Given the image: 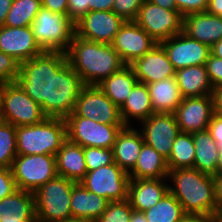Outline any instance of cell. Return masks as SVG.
<instances>
[{"instance_id": "6da1fadb", "label": "cell", "mask_w": 222, "mask_h": 222, "mask_svg": "<svg viewBox=\"0 0 222 222\" xmlns=\"http://www.w3.org/2000/svg\"><path fill=\"white\" fill-rule=\"evenodd\" d=\"M65 54L85 85H98L126 66L111 44L88 41L76 35Z\"/></svg>"}, {"instance_id": "7a4b0ae2", "label": "cell", "mask_w": 222, "mask_h": 222, "mask_svg": "<svg viewBox=\"0 0 222 222\" xmlns=\"http://www.w3.org/2000/svg\"><path fill=\"white\" fill-rule=\"evenodd\" d=\"M167 180L170 193L181 203L186 214L218 215L213 184V175L196 168L169 170Z\"/></svg>"}, {"instance_id": "3957f363", "label": "cell", "mask_w": 222, "mask_h": 222, "mask_svg": "<svg viewBox=\"0 0 222 222\" xmlns=\"http://www.w3.org/2000/svg\"><path fill=\"white\" fill-rule=\"evenodd\" d=\"M67 62L64 52L43 51L20 63L16 82L41 106L47 117H50L51 70H60Z\"/></svg>"}, {"instance_id": "277c9868", "label": "cell", "mask_w": 222, "mask_h": 222, "mask_svg": "<svg viewBox=\"0 0 222 222\" xmlns=\"http://www.w3.org/2000/svg\"><path fill=\"white\" fill-rule=\"evenodd\" d=\"M66 140L65 118L46 117L38 124L16 127L17 155L56 156L57 151Z\"/></svg>"}, {"instance_id": "5b68a950", "label": "cell", "mask_w": 222, "mask_h": 222, "mask_svg": "<svg viewBox=\"0 0 222 222\" xmlns=\"http://www.w3.org/2000/svg\"><path fill=\"white\" fill-rule=\"evenodd\" d=\"M35 42L42 51L66 52L76 35L75 22L69 15L41 8L31 24Z\"/></svg>"}, {"instance_id": "8992f818", "label": "cell", "mask_w": 222, "mask_h": 222, "mask_svg": "<svg viewBox=\"0 0 222 222\" xmlns=\"http://www.w3.org/2000/svg\"><path fill=\"white\" fill-rule=\"evenodd\" d=\"M75 184L57 175L34 192L37 222H57L71 218L70 201Z\"/></svg>"}, {"instance_id": "52a82bcc", "label": "cell", "mask_w": 222, "mask_h": 222, "mask_svg": "<svg viewBox=\"0 0 222 222\" xmlns=\"http://www.w3.org/2000/svg\"><path fill=\"white\" fill-rule=\"evenodd\" d=\"M0 113L2 121L15 127L38 124L47 117L16 81L2 84Z\"/></svg>"}, {"instance_id": "ba28073f", "label": "cell", "mask_w": 222, "mask_h": 222, "mask_svg": "<svg viewBox=\"0 0 222 222\" xmlns=\"http://www.w3.org/2000/svg\"><path fill=\"white\" fill-rule=\"evenodd\" d=\"M11 170L17 189L34 193L57 176L56 156L17 155Z\"/></svg>"}, {"instance_id": "9c48e42d", "label": "cell", "mask_w": 222, "mask_h": 222, "mask_svg": "<svg viewBox=\"0 0 222 222\" xmlns=\"http://www.w3.org/2000/svg\"><path fill=\"white\" fill-rule=\"evenodd\" d=\"M84 86L68 62L60 70H51L50 117L66 118L73 113Z\"/></svg>"}, {"instance_id": "30bf717a", "label": "cell", "mask_w": 222, "mask_h": 222, "mask_svg": "<svg viewBox=\"0 0 222 222\" xmlns=\"http://www.w3.org/2000/svg\"><path fill=\"white\" fill-rule=\"evenodd\" d=\"M67 139L82 147L112 149L125 124H103L84 117H66Z\"/></svg>"}, {"instance_id": "8fae6325", "label": "cell", "mask_w": 222, "mask_h": 222, "mask_svg": "<svg viewBox=\"0 0 222 222\" xmlns=\"http://www.w3.org/2000/svg\"><path fill=\"white\" fill-rule=\"evenodd\" d=\"M130 176L115 162L88 171L79 182L89 192L95 193L110 201L128 199Z\"/></svg>"}, {"instance_id": "7c38bea8", "label": "cell", "mask_w": 222, "mask_h": 222, "mask_svg": "<svg viewBox=\"0 0 222 222\" xmlns=\"http://www.w3.org/2000/svg\"><path fill=\"white\" fill-rule=\"evenodd\" d=\"M157 43L183 31V16L177 10L164 9L145 0L134 20Z\"/></svg>"}, {"instance_id": "4fadbf2b", "label": "cell", "mask_w": 222, "mask_h": 222, "mask_svg": "<svg viewBox=\"0 0 222 222\" xmlns=\"http://www.w3.org/2000/svg\"><path fill=\"white\" fill-rule=\"evenodd\" d=\"M67 117H84L103 124H124L120 108L104 94L98 85H85L82 88L73 113Z\"/></svg>"}, {"instance_id": "5bb4252c", "label": "cell", "mask_w": 222, "mask_h": 222, "mask_svg": "<svg viewBox=\"0 0 222 222\" xmlns=\"http://www.w3.org/2000/svg\"><path fill=\"white\" fill-rule=\"evenodd\" d=\"M140 125L144 143L168 159L180 133L174 113H154Z\"/></svg>"}, {"instance_id": "9a60e30c", "label": "cell", "mask_w": 222, "mask_h": 222, "mask_svg": "<svg viewBox=\"0 0 222 222\" xmlns=\"http://www.w3.org/2000/svg\"><path fill=\"white\" fill-rule=\"evenodd\" d=\"M159 44L166 51L169 61L176 70L205 65L211 54V47L190 38L183 31Z\"/></svg>"}, {"instance_id": "2e32d148", "label": "cell", "mask_w": 222, "mask_h": 222, "mask_svg": "<svg viewBox=\"0 0 222 222\" xmlns=\"http://www.w3.org/2000/svg\"><path fill=\"white\" fill-rule=\"evenodd\" d=\"M125 20L113 11H90L75 23L76 36L111 44Z\"/></svg>"}, {"instance_id": "e0dca14e", "label": "cell", "mask_w": 222, "mask_h": 222, "mask_svg": "<svg viewBox=\"0 0 222 222\" xmlns=\"http://www.w3.org/2000/svg\"><path fill=\"white\" fill-rule=\"evenodd\" d=\"M214 112V96L210 94L183 98L174 115L180 132L193 134L208 129Z\"/></svg>"}, {"instance_id": "ac0fdd59", "label": "cell", "mask_w": 222, "mask_h": 222, "mask_svg": "<svg viewBox=\"0 0 222 222\" xmlns=\"http://www.w3.org/2000/svg\"><path fill=\"white\" fill-rule=\"evenodd\" d=\"M157 44L135 21H125L111 43L126 65L132 64Z\"/></svg>"}, {"instance_id": "d6986e66", "label": "cell", "mask_w": 222, "mask_h": 222, "mask_svg": "<svg viewBox=\"0 0 222 222\" xmlns=\"http://www.w3.org/2000/svg\"><path fill=\"white\" fill-rule=\"evenodd\" d=\"M0 51L14 57L18 62L30 60L43 51L35 42L31 26L0 27Z\"/></svg>"}, {"instance_id": "ffe728a7", "label": "cell", "mask_w": 222, "mask_h": 222, "mask_svg": "<svg viewBox=\"0 0 222 222\" xmlns=\"http://www.w3.org/2000/svg\"><path fill=\"white\" fill-rule=\"evenodd\" d=\"M130 66L137 80L145 84L175 77L176 73V69L169 61L166 51L159 43L151 51L137 58Z\"/></svg>"}, {"instance_id": "44dd1931", "label": "cell", "mask_w": 222, "mask_h": 222, "mask_svg": "<svg viewBox=\"0 0 222 222\" xmlns=\"http://www.w3.org/2000/svg\"><path fill=\"white\" fill-rule=\"evenodd\" d=\"M167 178L130 179L128 201L134 210L146 211L160 201L169 191Z\"/></svg>"}, {"instance_id": "7402d4cb", "label": "cell", "mask_w": 222, "mask_h": 222, "mask_svg": "<svg viewBox=\"0 0 222 222\" xmlns=\"http://www.w3.org/2000/svg\"><path fill=\"white\" fill-rule=\"evenodd\" d=\"M183 32L209 47L222 39V18L208 12L183 17Z\"/></svg>"}, {"instance_id": "603a6c76", "label": "cell", "mask_w": 222, "mask_h": 222, "mask_svg": "<svg viewBox=\"0 0 222 222\" xmlns=\"http://www.w3.org/2000/svg\"><path fill=\"white\" fill-rule=\"evenodd\" d=\"M132 126L121 129L112 148L114 162L128 174L134 169L144 144L141 131Z\"/></svg>"}, {"instance_id": "cb8c5ba5", "label": "cell", "mask_w": 222, "mask_h": 222, "mask_svg": "<svg viewBox=\"0 0 222 222\" xmlns=\"http://www.w3.org/2000/svg\"><path fill=\"white\" fill-rule=\"evenodd\" d=\"M56 166L58 176L79 183L87 173L83 147L67 139L57 151Z\"/></svg>"}, {"instance_id": "d4e9b609", "label": "cell", "mask_w": 222, "mask_h": 222, "mask_svg": "<svg viewBox=\"0 0 222 222\" xmlns=\"http://www.w3.org/2000/svg\"><path fill=\"white\" fill-rule=\"evenodd\" d=\"M0 221H37L34 193L17 189L0 200Z\"/></svg>"}, {"instance_id": "484cf974", "label": "cell", "mask_w": 222, "mask_h": 222, "mask_svg": "<svg viewBox=\"0 0 222 222\" xmlns=\"http://www.w3.org/2000/svg\"><path fill=\"white\" fill-rule=\"evenodd\" d=\"M175 79L181 96L201 97L214 93L205 65H196L176 70Z\"/></svg>"}, {"instance_id": "4316f807", "label": "cell", "mask_w": 222, "mask_h": 222, "mask_svg": "<svg viewBox=\"0 0 222 222\" xmlns=\"http://www.w3.org/2000/svg\"><path fill=\"white\" fill-rule=\"evenodd\" d=\"M109 201L95 193L89 192L80 183L73 186L70 210L72 217L96 221L106 210Z\"/></svg>"}, {"instance_id": "83f0119b", "label": "cell", "mask_w": 222, "mask_h": 222, "mask_svg": "<svg viewBox=\"0 0 222 222\" xmlns=\"http://www.w3.org/2000/svg\"><path fill=\"white\" fill-rule=\"evenodd\" d=\"M154 114L147 84L137 82L124 104L120 115L125 126H131V120L141 122Z\"/></svg>"}, {"instance_id": "f1b7e54d", "label": "cell", "mask_w": 222, "mask_h": 222, "mask_svg": "<svg viewBox=\"0 0 222 222\" xmlns=\"http://www.w3.org/2000/svg\"><path fill=\"white\" fill-rule=\"evenodd\" d=\"M154 113H174L182 102L175 77L147 84Z\"/></svg>"}, {"instance_id": "f546056e", "label": "cell", "mask_w": 222, "mask_h": 222, "mask_svg": "<svg viewBox=\"0 0 222 222\" xmlns=\"http://www.w3.org/2000/svg\"><path fill=\"white\" fill-rule=\"evenodd\" d=\"M168 172L167 159L144 143L129 176L130 179H159L167 178Z\"/></svg>"}, {"instance_id": "4dcf8cb0", "label": "cell", "mask_w": 222, "mask_h": 222, "mask_svg": "<svg viewBox=\"0 0 222 222\" xmlns=\"http://www.w3.org/2000/svg\"><path fill=\"white\" fill-rule=\"evenodd\" d=\"M137 82L138 80L132 67L126 65L120 71L104 79L98 86L120 108Z\"/></svg>"}, {"instance_id": "1f68e13d", "label": "cell", "mask_w": 222, "mask_h": 222, "mask_svg": "<svg viewBox=\"0 0 222 222\" xmlns=\"http://www.w3.org/2000/svg\"><path fill=\"white\" fill-rule=\"evenodd\" d=\"M195 146L194 168L210 175L217 174L219 149L208 129L193 133Z\"/></svg>"}, {"instance_id": "d6a6232c", "label": "cell", "mask_w": 222, "mask_h": 222, "mask_svg": "<svg viewBox=\"0 0 222 222\" xmlns=\"http://www.w3.org/2000/svg\"><path fill=\"white\" fill-rule=\"evenodd\" d=\"M195 146L193 135L180 132L172 147L171 154L167 159L169 170L194 168Z\"/></svg>"}, {"instance_id": "836d02e7", "label": "cell", "mask_w": 222, "mask_h": 222, "mask_svg": "<svg viewBox=\"0 0 222 222\" xmlns=\"http://www.w3.org/2000/svg\"><path fill=\"white\" fill-rule=\"evenodd\" d=\"M144 214L148 222H181L186 215L181 203L169 191Z\"/></svg>"}, {"instance_id": "e575fe53", "label": "cell", "mask_w": 222, "mask_h": 222, "mask_svg": "<svg viewBox=\"0 0 222 222\" xmlns=\"http://www.w3.org/2000/svg\"><path fill=\"white\" fill-rule=\"evenodd\" d=\"M41 8L42 0H13L12 6L6 16L4 26H31L35 16Z\"/></svg>"}, {"instance_id": "d590c367", "label": "cell", "mask_w": 222, "mask_h": 222, "mask_svg": "<svg viewBox=\"0 0 222 222\" xmlns=\"http://www.w3.org/2000/svg\"><path fill=\"white\" fill-rule=\"evenodd\" d=\"M17 156L16 127L0 122V168H11Z\"/></svg>"}, {"instance_id": "8d00e7d4", "label": "cell", "mask_w": 222, "mask_h": 222, "mask_svg": "<svg viewBox=\"0 0 222 222\" xmlns=\"http://www.w3.org/2000/svg\"><path fill=\"white\" fill-rule=\"evenodd\" d=\"M132 210L128 200L110 201L95 222H129Z\"/></svg>"}, {"instance_id": "74e56055", "label": "cell", "mask_w": 222, "mask_h": 222, "mask_svg": "<svg viewBox=\"0 0 222 222\" xmlns=\"http://www.w3.org/2000/svg\"><path fill=\"white\" fill-rule=\"evenodd\" d=\"M87 172L112 164L113 150L109 148L83 147Z\"/></svg>"}, {"instance_id": "f35d334b", "label": "cell", "mask_w": 222, "mask_h": 222, "mask_svg": "<svg viewBox=\"0 0 222 222\" xmlns=\"http://www.w3.org/2000/svg\"><path fill=\"white\" fill-rule=\"evenodd\" d=\"M20 62L0 51V82H15L19 75Z\"/></svg>"}, {"instance_id": "ab89813d", "label": "cell", "mask_w": 222, "mask_h": 222, "mask_svg": "<svg viewBox=\"0 0 222 222\" xmlns=\"http://www.w3.org/2000/svg\"><path fill=\"white\" fill-rule=\"evenodd\" d=\"M145 0H114L112 11L125 21H134Z\"/></svg>"}, {"instance_id": "60d3db41", "label": "cell", "mask_w": 222, "mask_h": 222, "mask_svg": "<svg viewBox=\"0 0 222 222\" xmlns=\"http://www.w3.org/2000/svg\"><path fill=\"white\" fill-rule=\"evenodd\" d=\"M177 11L184 17L192 13L205 12L209 0H174Z\"/></svg>"}, {"instance_id": "b9f144b4", "label": "cell", "mask_w": 222, "mask_h": 222, "mask_svg": "<svg viewBox=\"0 0 222 222\" xmlns=\"http://www.w3.org/2000/svg\"><path fill=\"white\" fill-rule=\"evenodd\" d=\"M207 73L213 88H217L222 85V59L210 54L208 60L205 63Z\"/></svg>"}, {"instance_id": "7bdbcfd3", "label": "cell", "mask_w": 222, "mask_h": 222, "mask_svg": "<svg viewBox=\"0 0 222 222\" xmlns=\"http://www.w3.org/2000/svg\"><path fill=\"white\" fill-rule=\"evenodd\" d=\"M17 190L11 168H0V200Z\"/></svg>"}, {"instance_id": "ee69618b", "label": "cell", "mask_w": 222, "mask_h": 222, "mask_svg": "<svg viewBox=\"0 0 222 222\" xmlns=\"http://www.w3.org/2000/svg\"><path fill=\"white\" fill-rule=\"evenodd\" d=\"M208 130L219 150H222V114L214 112Z\"/></svg>"}, {"instance_id": "f6af8a7d", "label": "cell", "mask_w": 222, "mask_h": 222, "mask_svg": "<svg viewBox=\"0 0 222 222\" xmlns=\"http://www.w3.org/2000/svg\"><path fill=\"white\" fill-rule=\"evenodd\" d=\"M87 14V0H68V15L76 23Z\"/></svg>"}, {"instance_id": "bcb514c9", "label": "cell", "mask_w": 222, "mask_h": 222, "mask_svg": "<svg viewBox=\"0 0 222 222\" xmlns=\"http://www.w3.org/2000/svg\"><path fill=\"white\" fill-rule=\"evenodd\" d=\"M42 7L54 13L68 15V0H42Z\"/></svg>"}, {"instance_id": "7dc6e473", "label": "cell", "mask_w": 222, "mask_h": 222, "mask_svg": "<svg viewBox=\"0 0 222 222\" xmlns=\"http://www.w3.org/2000/svg\"><path fill=\"white\" fill-rule=\"evenodd\" d=\"M114 0H87V13L90 11H112Z\"/></svg>"}, {"instance_id": "c3c4849f", "label": "cell", "mask_w": 222, "mask_h": 222, "mask_svg": "<svg viewBox=\"0 0 222 222\" xmlns=\"http://www.w3.org/2000/svg\"><path fill=\"white\" fill-rule=\"evenodd\" d=\"M181 222H218V215L186 214Z\"/></svg>"}, {"instance_id": "681fc988", "label": "cell", "mask_w": 222, "mask_h": 222, "mask_svg": "<svg viewBox=\"0 0 222 222\" xmlns=\"http://www.w3.org/2000/svg\"><path fill=\"white\" fill-rule=\"evenodd\" d=\"M215 199L218 209L222 212V174L213 175Z\"/></svg>"}, {"instance_id": "f907efd6", "label": "cell", "mask_w": 222, "mask_h": 222, "mask_svg": "<svg viewBox=\"0 0 222 222\" xmlns=\"http://www.w3.org/2000/svg\"><path fill=\"white\" fill-rule=\"evenodd\" d=\"M206 12L222 18V0H209Z\"/></svg>"}, {"instance_id": "816d5d0a", "label": "cell", "mask_w": 222, "mask_h": 222, "mask_svg": "<svg viewBox=\"0 0 222 222\" xmlns=\"http://www.w3.org/2000/svg\"><path fill=\"white\" fill-rule=\"evenodd\" d=\"M13 0H0V27L4 25Z\"/></svg>"}, {"instance_id": "f5cc1de1", "label": "cell", "mask_w": 222, "mask_h": 222, "mask_svg": "<svg viewBox=\"0 0 222 222\" xmlns=\"http://www.w3.org/2000/svg\"><path fill=\"white\" fill-rule=\"evenodd\" d=\"M215 112L222 114V85L214 89Z\"/></svg>"}, {"instance_id": "db71d44e", "label": "cell", "mask_w": 222, "mask_h": 222, "mask_svg": "<svg viewBox=\"0 0 222 222\" xmlns=\"http://www.w3.org/2000/svg\"><path fill=\"white\" fill-rule=\"evenodd\" d=\"M164 9L177 10L174 0H148Z\"/></svg>"}, {"instance_id": "11a10c76", "label": "cell", "mask_w": 222, "mask_h": 222, "mask_svg": "<svg viewBox=\"0 0 222 222\" xmlns=\"http://www.w3.org/2000/svg\"><path fill=\"white\" fill-rule=\"evenodd\" d=\"M129 222H148L143 211L132 210Z\"/></svg>"}, {"instance_id": "9f6ffc18", "label": "cell", "mask_w": 222, "mask_h": 222, "mask_svg": "<svg viewBox=\"0 0 222 222\" xmlns=\"http://www.w3.org/2000/svg\"><path fill=\"white\" fill-rule=\"evenodd\" d=\"M211 54L222 59V39L211 47Z\"/></svg>"}, {"instance_id": "6f0895ef", "label": "cell", "mask_w": 222, "mask_h": 222, "mask_svg": "<svg viewBox=\"0 0 222 222\" xmlns=\"http://www.w3.org/2000/svg\"><path fill=\"white\" fill-rule=\"evenodd\" d=\"M57 222H94V221L85 218L71 217Z\"/></svg>"}, {"instance_id": "680465c9", "label": "cell", "mask_w": 222, "mask_h": 222, "mask_svg": "<svg viewBox=\"0 0 222 222\" xmlns=\"http://www.w3.org/2000/svg\"><path fill=\"white\" fill-rule=\"evenodd\" d=\"M217 174H222V150H219V156L217 162Z\"/></svg>"}, {"instance_id": "91938a15", "label": "cell", "mask_w": 222, "mask_h": 222, "mask_svg": "<svg viewBox=\"0 0 222 222\" xmlns=\"http://www.w3.org/2000/svg\"><path fill=\"white\" fill-rule=\"evenodd\" d=\"M218 222H222V212L218 214Z\"/></svg>"}, {"instance_id": "94428289", "label": "cell", "mask_w": 222, "mask_h": 222, "mask_svg": "<svg viewBox=\"0 0 222 222\" xmlns=\"http://www.w3.org/2000/svg\"><path fill=\"white\" fill-rule=\"evenodd\" d=\"M0 222H17V221H0ZM18 222H37V221H18Z\"/></svg>"}]
</instances>
